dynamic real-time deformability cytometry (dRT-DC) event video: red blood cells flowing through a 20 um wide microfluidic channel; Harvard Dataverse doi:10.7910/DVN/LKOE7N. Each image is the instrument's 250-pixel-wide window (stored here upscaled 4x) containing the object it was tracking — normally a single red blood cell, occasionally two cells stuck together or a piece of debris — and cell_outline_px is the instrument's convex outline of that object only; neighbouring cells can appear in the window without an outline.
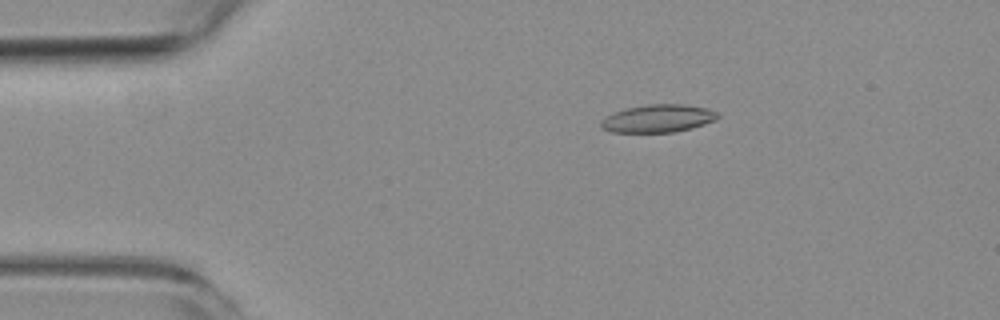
{"species": "common noctule bat (a hibernating species)", "species_latin": "Nyctalus noctula", "temperature_condition": "room temperature", "stored_images_in_passage": 6, "camera_frame_rate_fps": 3000, "um_per_image_px": 0.085, "animal": {"sex": "female", "body_mass_g": 19.3, "forearm_length_mm": 54.1}, "frame": {"image": 1, "passage_image": 3, "time_ms": 2.333, "image_size_px": [1000, 320], "cell_outline_px": [[720, 116], [716, 120], [692, 128], [672, 132], [612, 132], [600, 128], [600, 120], [604, 116], [628, 108], [648, 104], [684, 104], [704, 108], [716, 112]], "centroid_in_image_um": [55.9, 10.07], "position_along_channel_um": 29.1, "area_um2": 18.84}}
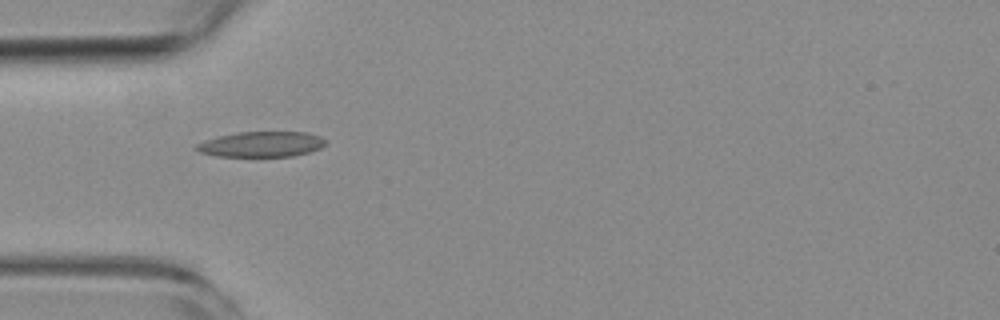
{"frame": {"image": 2, "passage_image": 5, "time_ms": 4.667, "image_size_px": [1000, 320], "cell_outline_px": [[324, 144], [320, 148], [308, 152], [292, 156], [216, 156], [200, 152], [196, 148], [196, 144], [204, 140], [220, 136], [240, 132], [308, 132], [320, 136], [324, 140]], "centroid_in_image_um": [22.21, 12.26], "position_along_channel_um": 62.8, "area_um2": 18.84}}
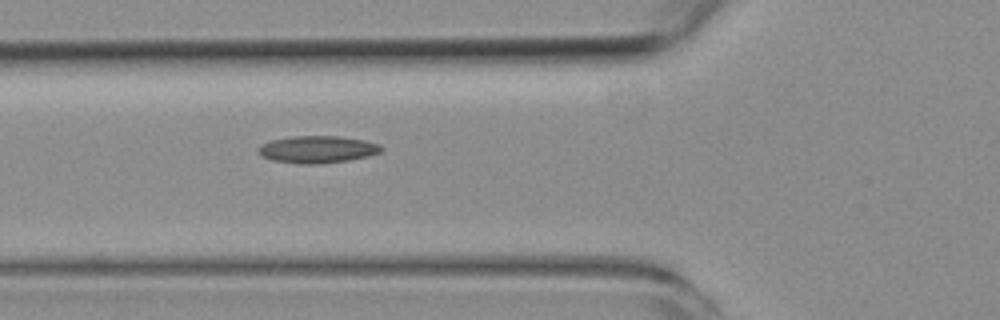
{"frame": {"image": 3, "passage_image": 6, "time_ms": 5.667, "image_size_px": [1000, 320], "cell_outline_px": [[384, 148], [380, 152], [368, 156], [348, 160], [320, 164], [300, 164], [272, 160], [260, 156], [256, 148], [260, 144], [272, 140], [292, 136], [340, 136], [364, 140], [380, 144]], "centroid_in_image_um": [26.95, 12.7], "position_along_channel_um": 98.8, "area_um2": 19.65}}